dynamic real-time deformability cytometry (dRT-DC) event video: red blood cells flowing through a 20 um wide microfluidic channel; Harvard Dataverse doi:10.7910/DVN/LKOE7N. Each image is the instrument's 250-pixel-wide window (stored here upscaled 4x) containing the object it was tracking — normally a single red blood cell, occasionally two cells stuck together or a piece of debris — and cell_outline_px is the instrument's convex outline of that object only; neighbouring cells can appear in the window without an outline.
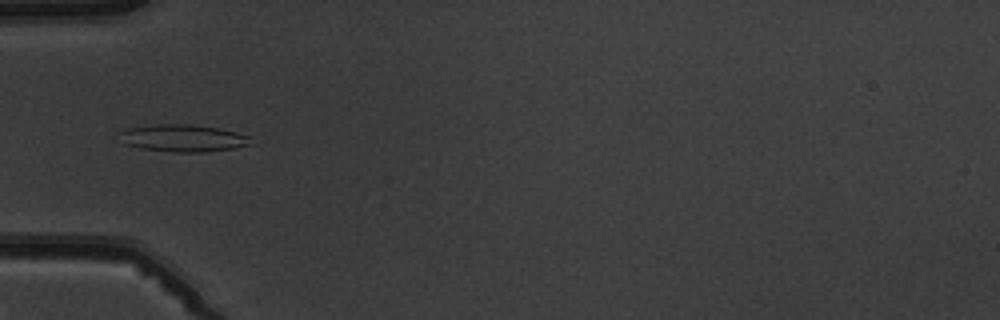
{"species": "common noctule bat (a hibernating species)", "species_latin": "Nyctalus noctula", "temperature_condition": "warm", "stored_images_in_passage": 3, "camera_frame_rate_fps": 3000, "um_per_image_px": 0.085, "animal": {"sex": "male", "body_mass_g": 19.5, "forearm_length_mm": 54.6}, "frame": {"image": 1, "passage_image": 3, "time_ms": 2.333, "image_size_px": [1000, 320], "cell_outline_px": [[252, 144], [232, 148], [208, 152], [176, 152], [140, 148], [124, 144], [116, 132], [128, 128], [160, 124], [192, 124], [216, 128], [236, 132], [252, 136]], "centroid_in_image_um": [15.55, 11.74], "position_along_channel_um": 69.4, "area_um2": 20.92}}